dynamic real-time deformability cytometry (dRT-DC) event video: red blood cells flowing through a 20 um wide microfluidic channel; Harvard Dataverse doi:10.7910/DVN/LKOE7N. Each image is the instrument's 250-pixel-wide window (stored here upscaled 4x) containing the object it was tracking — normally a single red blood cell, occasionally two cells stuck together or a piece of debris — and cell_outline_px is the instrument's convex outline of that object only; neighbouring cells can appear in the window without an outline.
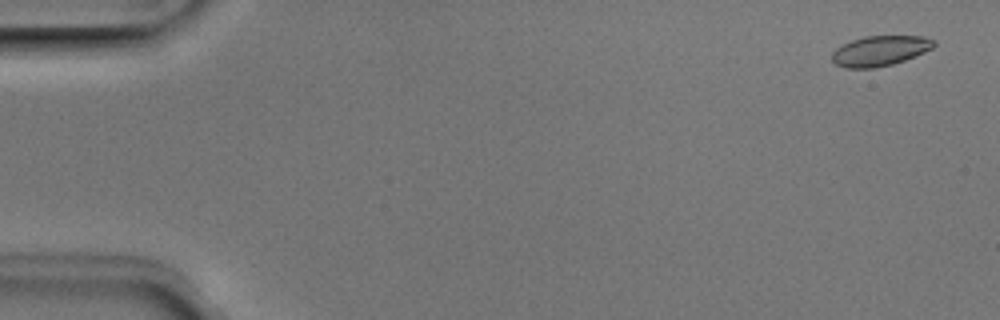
{"species": "Egyptian fruit bat (a non-hibernating species)", "species_latin": "Rousettus aegyptiacus", "temperature_condition": "room temperature", "stored_images_in_passage": 51, "camera_frame_rate_fps": 3000, "um_per_image_px": 0.085, "animal": {"sex": "male"}, "frame": {"image": 1, "passage_image": 2, "time_ms": 0.333, "image_size_px": [1000, 320], "cell_outline_px": [[936, 44], [932, 48], [916, 56], [892, 64], [876, 68], [844, 68], [836, 64], [832, 60], [832, 52], [836, 48], [852, 40], [864, 36], [924, 36], [936, 40]], "centroid_in_image_um": [74.81, 4.32], "position_along_channel_um": 10.2, "area_um2": 17.98}}
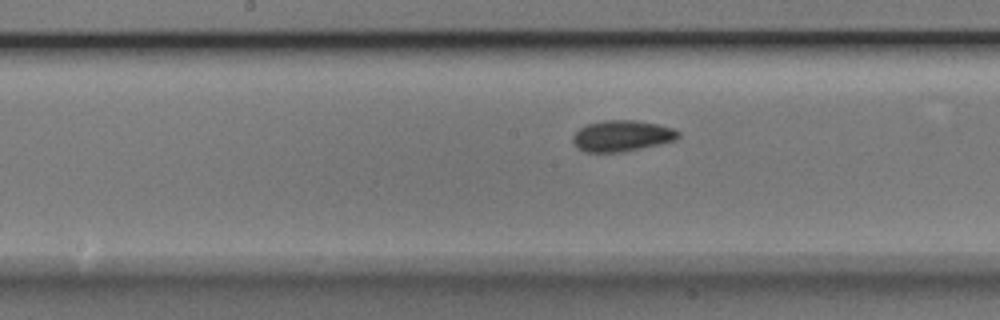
{"frame": {"image": 2, "passage_image": 26, "time_ms": 8.333, "image_size_px": [1000, 320], "cell_outline_px": [[680, 136], [676, 140], [640, 148], [620, 152], [584, 152], [572, 140], [572, 136], [584, 124], [604, 120], [636, 120], [656, 124], [672, 128], [680, 132]], "centroid_in_image_um": [52.85, 11.53], "position_along_channel_um": 195.3, "area_um2": 18.96}}
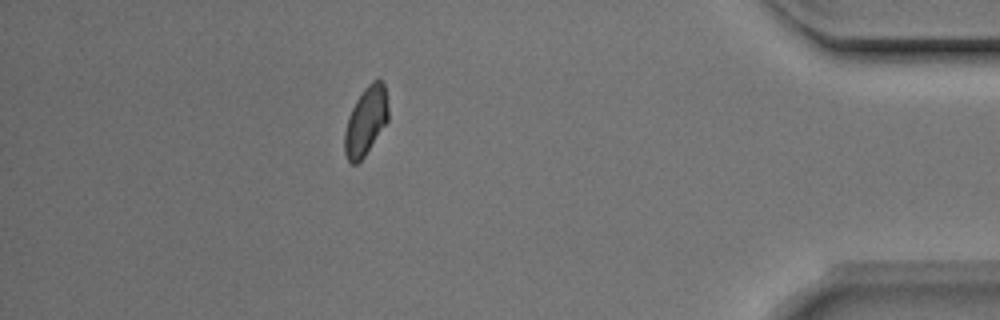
{"frame": {"image": 3, "passage_image": 45, "time_ms": 14.667, "image_size_px": [1000, 320], "cell_outline_px": [[388, 120], [364, 156], [356, 164], [352, 164], [348, 160], [344, 152], [344, 132], [348, 116], [356, 100], [364, 88], [372, 80], [380, 80], [384, 84], [388, 108]], "centroid_in_image_um": [31.07, 10.28], "position_along_channel_um": 404.1, "area_um2": 17.22}, "authors_computed_cell_mechanics": {"area_um2": 18.4382, "velocity_mm_per_s": 3.994, "shape_relaxation_time_tau1_ms": 4.5442, "shape_relaxation_time_tau2_ms": 2.3331, "deformation_change_tau1": 0.1056, "deformation_change_tau2": 0.0526}}